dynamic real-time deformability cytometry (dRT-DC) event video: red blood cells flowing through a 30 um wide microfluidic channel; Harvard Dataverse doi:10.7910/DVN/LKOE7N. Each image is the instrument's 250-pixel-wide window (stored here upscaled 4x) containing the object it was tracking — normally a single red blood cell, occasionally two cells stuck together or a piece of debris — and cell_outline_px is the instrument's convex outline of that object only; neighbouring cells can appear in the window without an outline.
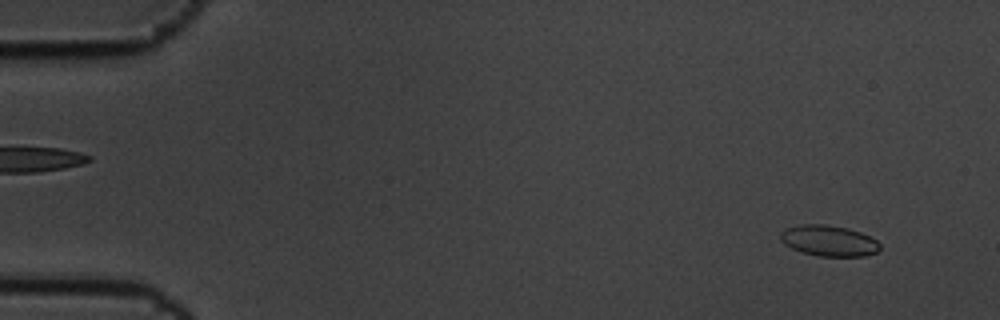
{"species": "common noctule bat (a hibernating species)", "species_latin": "Nyctalus noctula", "temperature_condition": "cold", "stored_images_in_passage": 6, "camera_frame_rate_fps": 3000, "um_per_image_px": 0.085, "animal": {"sex": "male", "body_mass_g": 19.5, "forearm_length_mm": 54.6}, "frame": {"image": 1, "passage_image": 1, "time_ms": 0.0, "image_size_px": [1000, 320], "cell_outline_px": [[880, 248], [876, 252], [864, 256], [820, 256], [804, 252], [792, 248], [784, 244], [780, 240], [780, 232], [784, 228], [800, 224], [824, 224], [848, 228], [860, 232], [876, 240], [880, 244]], "centroid_in_image_um": [70.42, 20.45], "position_along_channel_um": 14.6, "area_um2": 17.86}}
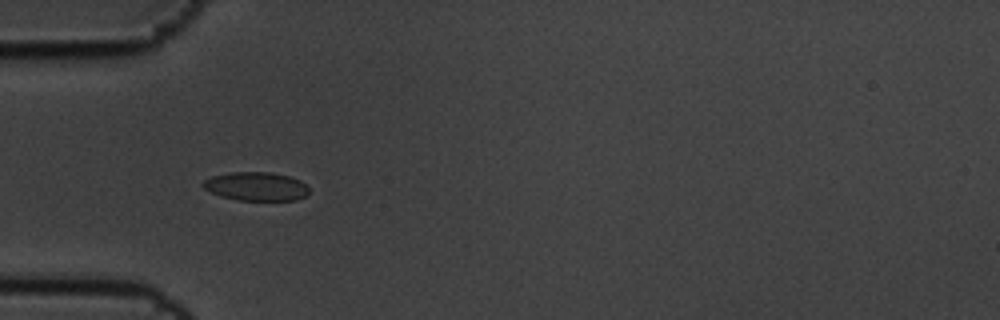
{"frame": {"image": 2, "passage_image": 5, "time_ms": 1.333, "image_size_px": [1000, 320], "cell_outline_px": [[308, 192], [304, 196], [296, 200], [236, 200], [220, 196], [204, 188], [200, 184], [204, 180], [212, 176], [232, 172], [268, 172], [288, 176], [300, 180], [308, 188]], "centroid_in_image_um": [21.74, 15.84], "position_along_channel_um": 63.3, "area_um2": 17.57}}
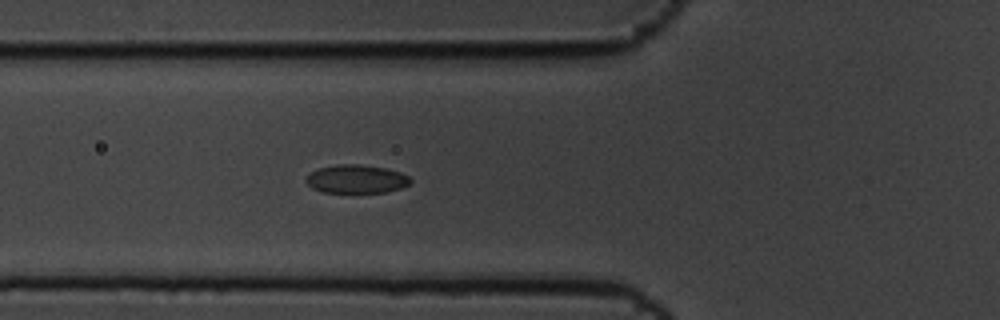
{"frame": {"image": 3, "passage_image": 6, "time_ms": 1.667, "image_size_px": [1000, 320], "cell_outline_px": [[412, 180], [408, 184], [400, 188], [384, 192], [324, 192], [312, 188], [304, 180], [312, 172], [320, 168], [336, 164], [360, 164], [384, 168], [400, 172], [408, 176]], "centroid_in_image_um": [30.28, 15.21], "position_along_channel_um": 95.5, "area_um2": 17.05}}